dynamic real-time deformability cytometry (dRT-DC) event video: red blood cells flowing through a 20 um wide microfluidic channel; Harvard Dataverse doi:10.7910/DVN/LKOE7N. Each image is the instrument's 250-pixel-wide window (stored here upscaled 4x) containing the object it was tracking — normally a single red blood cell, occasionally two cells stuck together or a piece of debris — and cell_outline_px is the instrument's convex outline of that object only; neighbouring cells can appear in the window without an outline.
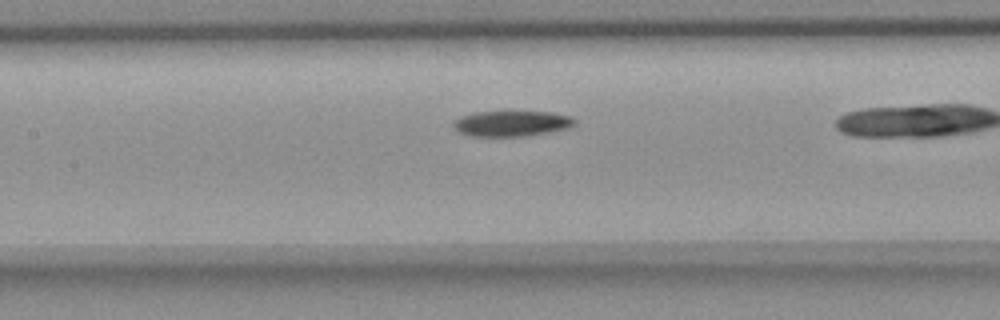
{"species": "common noctule bat (a hibernating species)", "species_latin": "Nyctalus noctula", "temperature_condition": "room temperature", "stored_images_in_passage": 36, "camera_frame_rate_fps": 3000, "um_per_image_px": 0.085, "animal": {"sex": "female", "body_mass_g": 18.4}, "frame": {"image": 1, "passage_image": 19, "time_ms": 6.0, "image_size_px": [1000, 320], "cell_outline_px": [[576, 124], [568, 128], [528, 136], [472, 136], [456, 132], [452, 124], [460, 116], [476, 112], [508, 108], [552, 112], [572, 116], [576, 120]], "centroid_in_image_um": [43.5, 10.44], "position_along_channel_um": 163.9, "area_um2": 19.25}}
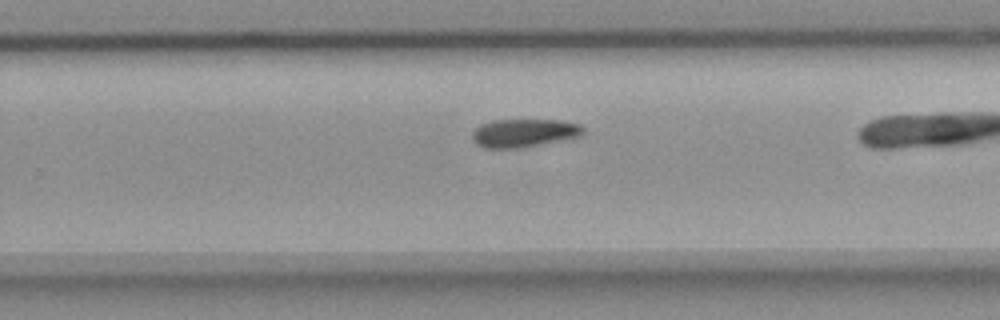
{"frame": {"image": 2, "passage_image": 29, "time_ms": 9.333, "image_size_px": [1000, 320], "cell_outline_px": [[584, 132], [580, 136], [520, 148], [484, 148], [476, 144], [472, 140], [472, 132], [480, 124], [492, 120], [560, 120], [580, 124], [584, 128]], "centroid_in_image_um": [44.51, 11.3], "position_along_channel_um": 285.3, "area_um2": 18.26}}
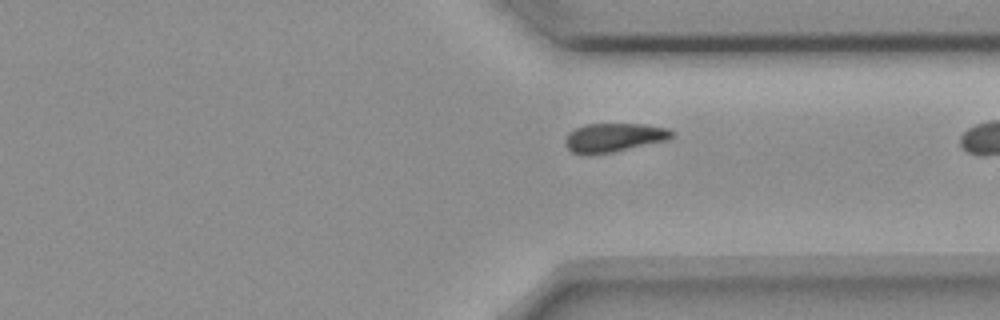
{"frame": {"image": 3, "passage_image": 35, "time_ms": 11.333, "image_size_px": [1000, 320], "cell_outline_px": [[676, 136], [668, 140], [612, 152], [588, 156], [572, 152], [564, 144], [564, 140], [568, 132], [584, 124], [640, 124], [668, 128]], "centroid_in_image_um": [52.15, 11.7], "position_along_channel_um": 359.3, "area_um2": 18.09}}